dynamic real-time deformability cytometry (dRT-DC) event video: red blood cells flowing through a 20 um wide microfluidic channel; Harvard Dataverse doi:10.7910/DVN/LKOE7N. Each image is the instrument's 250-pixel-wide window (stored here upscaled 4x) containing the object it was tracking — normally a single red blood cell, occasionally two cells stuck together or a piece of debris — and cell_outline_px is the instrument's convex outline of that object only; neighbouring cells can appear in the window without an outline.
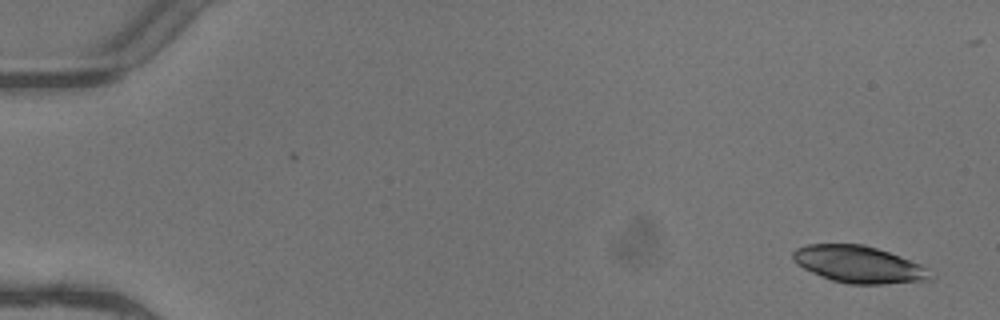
{"species": "common noctule bat (a hibernating species)", "species_latin": "Nyctalus noctula", "temperature_condition": "warm", "stored_images_in_passage": 6, "camera_frame_rate_fps": 3000, "um_per_image_px": 0.085, "animal": {"sex": "female"}, "frame": {"image": 1, "passage_image": 1, "time_ms": 0.0, "image_size_px": [1000, 320], "cell_outline_px": [[936, 280], [884, 284], [848, 284], [832, 280], [812, 272], [796, 264], [792, 260], [792, 252], [796, 248], [808, 244], [864, 244], [900, 256], [920, 264], [936, 272]], "centroid_in_image_um": [73.07, 22.49], "position_along_channel_um": 11.9, "area_um2": 30.0}}
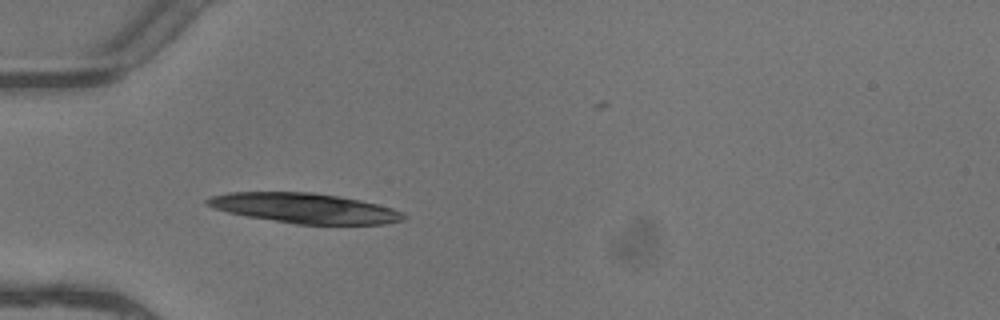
{"frame": {"image": 2, "passage_image": 5, "time_ms": 1.333, "image_size_px": [1000, 320], "cell_outline_px": [[408, 216], [404, 220], [384, 224], [296, 224], [248, 216], [228, 212], [204, 204], [204, 200], [212, 196], [228, 192], [312, 192], [340, 196], [360, 200], [392, 208], [404, 212]], "centroid_in_image_um": [25.92, 17.69], "position_along_channel_um": 59.1, "area_um2": 34.28}}